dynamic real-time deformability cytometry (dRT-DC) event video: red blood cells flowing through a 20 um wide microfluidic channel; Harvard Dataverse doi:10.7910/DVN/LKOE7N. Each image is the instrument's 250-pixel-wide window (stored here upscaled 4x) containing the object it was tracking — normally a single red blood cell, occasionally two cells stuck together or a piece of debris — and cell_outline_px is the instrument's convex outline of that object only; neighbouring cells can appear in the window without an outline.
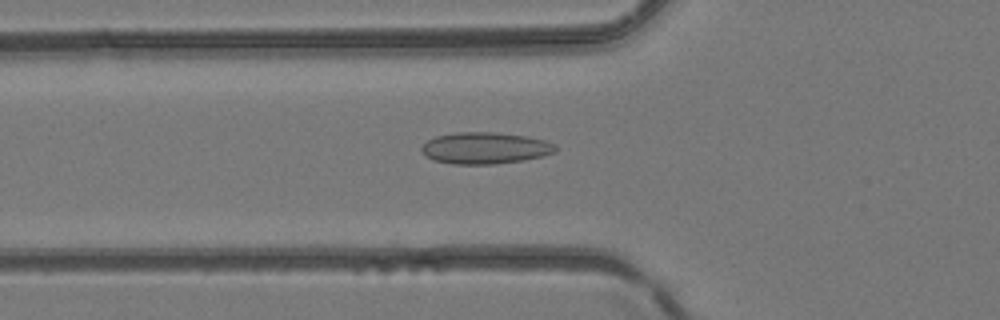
{"species": "common noctule bat (a hibernating species)", "species_latin": "Nyctalus noctula", "temperature_condition": "room temperature", "stored_images_in_passage": 41, "camera_frame_rate_fps": 3000, "um_per_image_px": 0.085, "animal": {"sex": "female", "body_mass_g": 24.6, "forearm_length_mm": 56.2}, "frame": {"image": 1, "passage_image": 11, "time_ms": 3.333, "image_size_px": [1000, 320], "cell_outline_px": [[556, 152], [544, 156], [524, 160], [496, 164], [452, 164], [432, 160], [420, 148], [428, 140], [436, 136], [456, 132], [496, 132], [528, 136], [544, 140], [556, 144]], "centroid_in_image_um": [41.27, 12.58], "position_along_channel_um": 84.5, "area_um2": 24.8}}
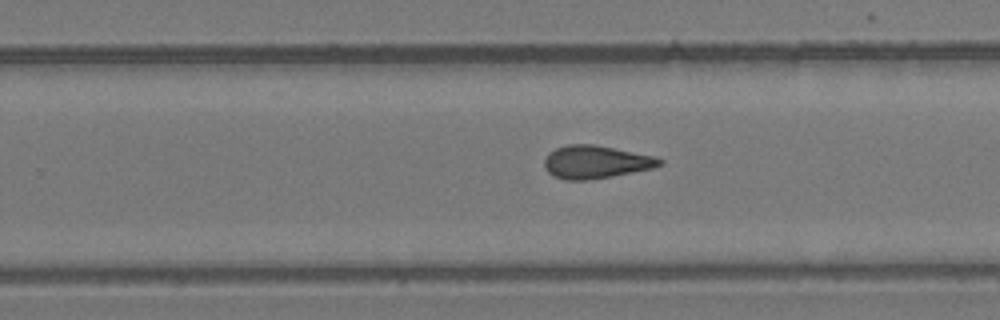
{"frame": {"image": 2, "passage_image": 24, "time_ms": 7.667, "image_size_px": [1000, 320], "cell_outline_px": [[664, 164], [652, 168], [612, 176], [588, 180], [564, 180], [552, 176], [548, 172], [544, 164], [544, 160], [548, 152], [556, 148], [568, 144], [592, 144], [656, 156], [664, 160]], "centroid_in_image_um": [50.63, 13.77], "position_along_channel_um": 279.2, "area_um2": 22.2}}
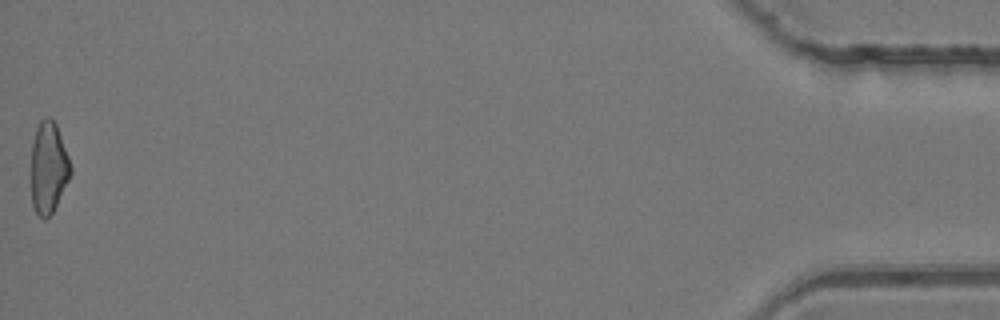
{"frame": {"image": 3, "passage_image": 41, "time_ms": 13.333, "image_size_px": [1000, 320], "cell_outline_px": [[72, 172], [52, 212], [44, 220], [36, 212], [32, 204], [32, 144], [36, 128], [40, 120], [48, 116], [56, 124], [68, 156], [72, 168]], "centroid_in_image_um": [4.12, 14.23], "position_along_channel_um": 431.1, "area_um2": 20.63}}